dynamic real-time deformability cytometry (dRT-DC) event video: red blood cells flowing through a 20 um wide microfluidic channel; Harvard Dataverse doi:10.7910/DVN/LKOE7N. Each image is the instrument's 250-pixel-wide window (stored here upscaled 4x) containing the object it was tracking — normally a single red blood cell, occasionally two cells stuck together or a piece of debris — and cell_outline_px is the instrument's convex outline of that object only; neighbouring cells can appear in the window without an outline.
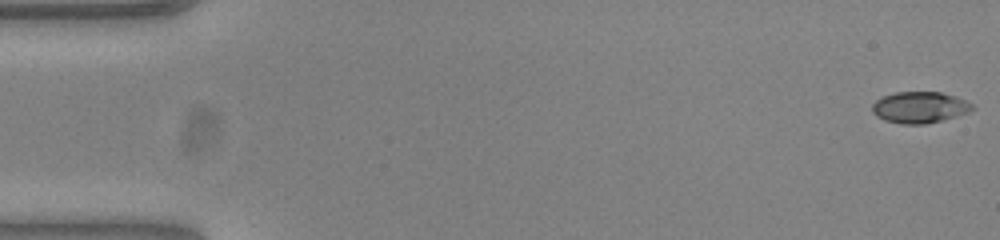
{"species": "common noctule bat (a hibernating species)", "species_latin": "Nyctalus noctula", "temperature_condition": "warm", "stored_images_in_passage": 54, "camera_frame_rate_fps": 3000, "um_per_image_px": 0.085, "animal": {"sex": "female", "body_mass_g": 23.0, "forearm_length_mm": 53.4}, "frame": {"image": 1, "passage_image": 1, "time_ms": 0.0, "image_size_px": [1000, 240], "cell_outline_px": [[976, 108], [968, 112], [956, 116], [924, 124], [904, 124], [884, 120], [876, 116], [872, 112], [872, 104], [880, 96], [896, 92], [940, 92], [956, 96], [972, 104]], "centroid_in_image_um": [78.14, 9.11], "position_along_channel_um": 6.9, "area_um2": 18.26}}
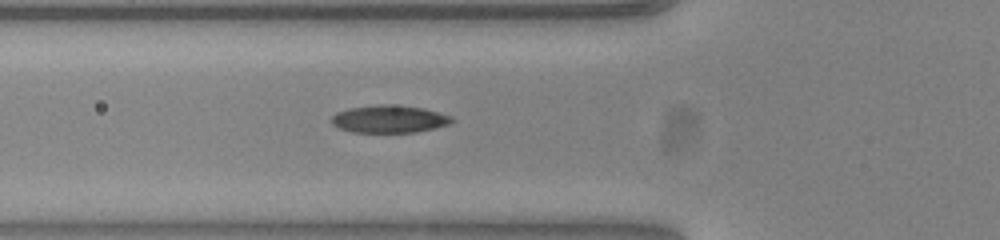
{"frame": {"image": 2, "passage_image": 19, "time_ms": 6.0, "image_size_px": [1000, 240], "cell_outline_px": [[456, 120], [448, 124], [416, 132], [352, 132], [340, 128], [332, 124], [332, 116], [336, 112], [348, 108], [380, 104], [388, 104], [424, 108], [452, 116]], "centroid_in_image_um": [33.08, 10.11], "position_along_channel_um": 92.7, "area_um2": 19.25}}
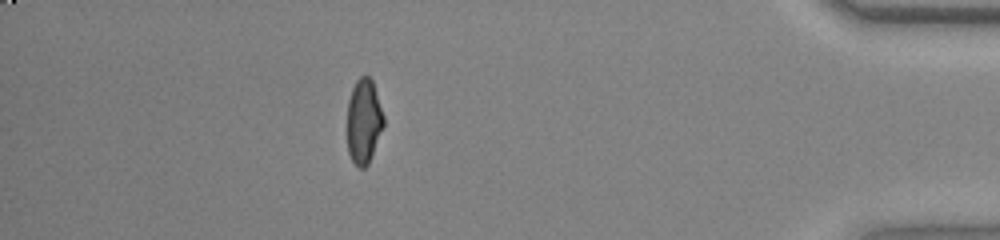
{"frame": {"image": 3, "passage_image": 47, "time_ms": 15.333, "image_size_px": [1000, 240], "cell_outline_px": [[384, 124], [368, 164], [364, 168], [360, 168], [352, 160], [348, 152], [348, 100], [352, 88], [356, 80], [360, 76], [368, 76], [372, 80], [384, 116]], "centroid_in_image_um": [30.92, 10.29], "position_along_channel_um": 404.3, "area_um2": 17.74}, "authors_computed_cell_mechanics": {"area_um2": 18.6694, "velocity_mm_per_s": 3.8651, "shape_relaxation_time_tau1_ms": 6.0352, "shape_relaxation_time_tau2_ms": 1.3216, "deformation_change_tau1": 0.2053, "deformation_change_tau2": 0.0599}}